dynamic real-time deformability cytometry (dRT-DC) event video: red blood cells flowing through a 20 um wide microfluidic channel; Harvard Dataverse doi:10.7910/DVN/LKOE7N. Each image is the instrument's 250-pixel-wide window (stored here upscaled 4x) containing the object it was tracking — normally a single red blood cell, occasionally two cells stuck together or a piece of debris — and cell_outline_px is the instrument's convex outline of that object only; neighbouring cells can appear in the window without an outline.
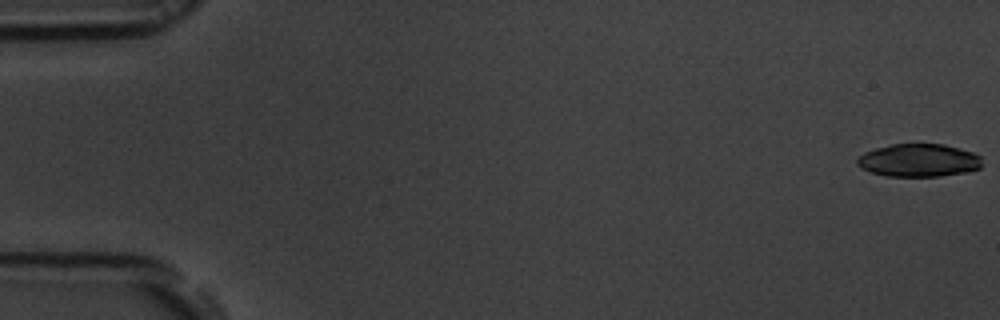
{"species": "common noctule bat (a hibernating species)", "species_latin": "Nyctalus noctula", "temperature_condition": "room temperature", "stored_images_in_passage": 54, "camera_frame_rate_fps": 3000, "um_per_image_px": 0.085, "animal": {"sex": "male", "body_mass_g": 19.5, "forearm_length_mm": 54.6}, "frame": {"image": 1, "passage_image": 1, "time_ms": 0.0, "image_size_px": [1000, 320], "cell_outline_px": [[980, 168], [964, 172], [940, 176], [888, 176], [872, 172], [860, 168], [856, 164], [856, 160], [864, 152], [876, 148], [892, 144], [944, 144], [960, 148], [972, 152], [980, 156]], "centroid_in_image_um": [78.06, 13.62], "position_along_channel_um": 6.9, "area_um2": 23.81}}
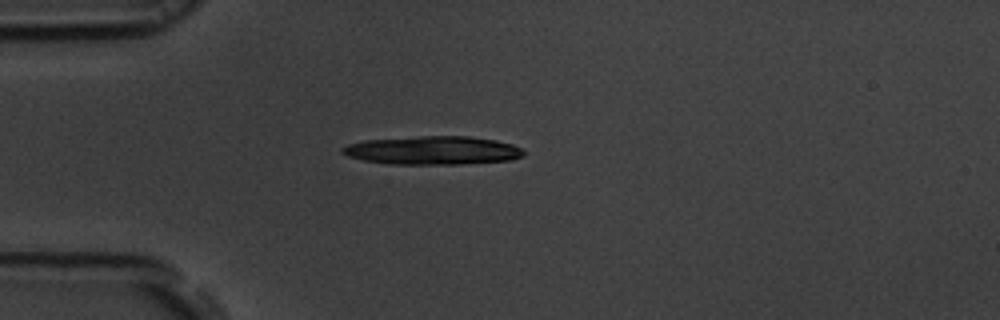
{"frame": {"image": 2, "passage_image": 15, "time_ms": 4.667, "image_size_px": [1000, 320], "cell_outline_px": [[524, 156], [512, 160], [460, 164], [388, 164], [364, 160], [348, 156], [340, 152], [340, 148], [348, 144], [364, 140], [420, 136], [468, 136], [496, 140], [512, 144], [520, 148], [524, 152]], "centroid_in_image_um": [36.77, 12.78], "position_along_channel_um": 48.2, "area_um2": 30.17}}